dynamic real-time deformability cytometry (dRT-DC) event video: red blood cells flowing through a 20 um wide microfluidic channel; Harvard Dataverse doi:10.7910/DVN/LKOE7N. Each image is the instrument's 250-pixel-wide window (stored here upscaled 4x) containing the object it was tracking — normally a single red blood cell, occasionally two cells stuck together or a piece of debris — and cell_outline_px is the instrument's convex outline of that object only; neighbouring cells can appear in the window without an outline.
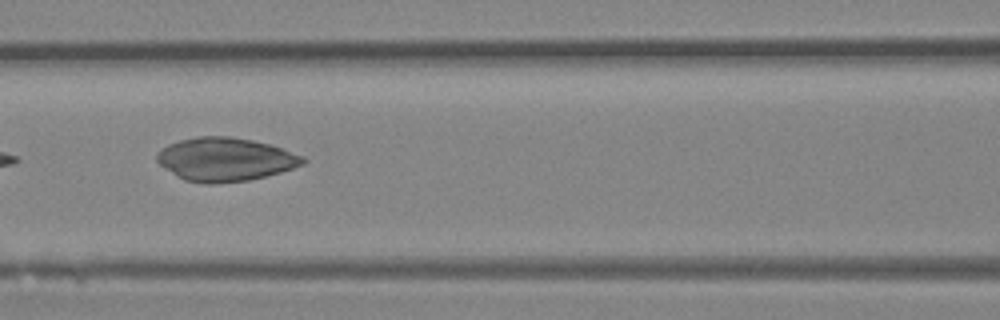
{"species": "Egyptian fruit bat (a non-hibernating species)", "species_latin": "Rousettus aegyptiacus", "temperature_condition": "room temperature", "stored_images_in_passage": 5, "camera_frame_rate_fps": 3000, "um_per_image_px": 0.085, "animal": {"sex": "female"}, "frame": {"image": 1, "passage_image": 5, "time_ms": 1.333, "image_size_px": [1000, 320], "cell_outline_px": [[308, 160], [304, 164], [280, 172], [248, 180], [212, 184], [204, 184], [184, 180], [176, 176], [164, 168], [156, 160], [156, 156], [168, 144], [180, 140], [196, 136], [232, 136], [252, 140], [268, 144], [304, 156]], "centroid_in_image_um": [19.14, 13.55], "position_along_channel_um": 147.5, "area_um2": 36.88}}